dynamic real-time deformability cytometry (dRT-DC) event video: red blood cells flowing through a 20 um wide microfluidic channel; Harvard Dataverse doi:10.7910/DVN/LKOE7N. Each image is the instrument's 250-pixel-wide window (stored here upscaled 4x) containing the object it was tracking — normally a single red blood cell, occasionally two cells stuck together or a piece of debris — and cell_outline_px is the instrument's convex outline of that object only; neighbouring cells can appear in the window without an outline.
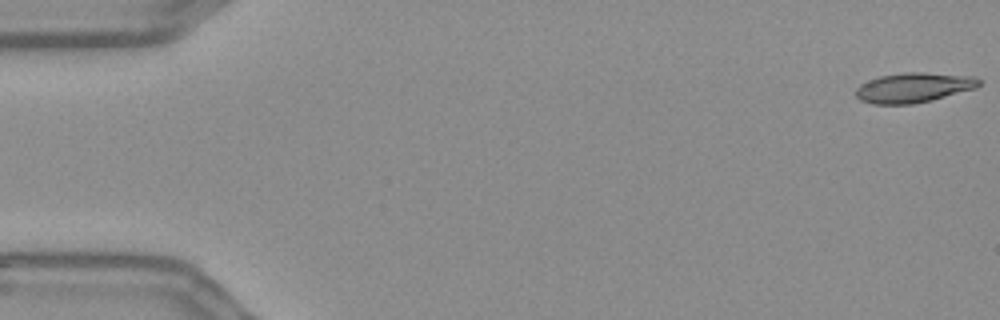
{"species": "Egyptian fruit bat (a non-hibernating species)", "species_latin": "Rousettus aegyptiacus", "temperature_condition": "warm", "stored_images_in_passage": 55, "camera_frame_rate_fps": 3000, "um_per_image_px": 0.085, "frame": {"image": 1, "passage_image": 1, "time_ms": 0.0, "image_size_px": [1000, 320], "cell_outline_px": [[980, 84], [976, 88], [932, 100], [912, 104], [872, 104], [860, 100], [856, 96], [856, 88], [860, 84], [868, 80], [880, 76], [904, 72], [924, 72], [976, 76], [980, 80]], "centroid_in_image_um": [77.66, 7.44], "position_along_channel_um": 7.3, "area_um2": 21.56}}
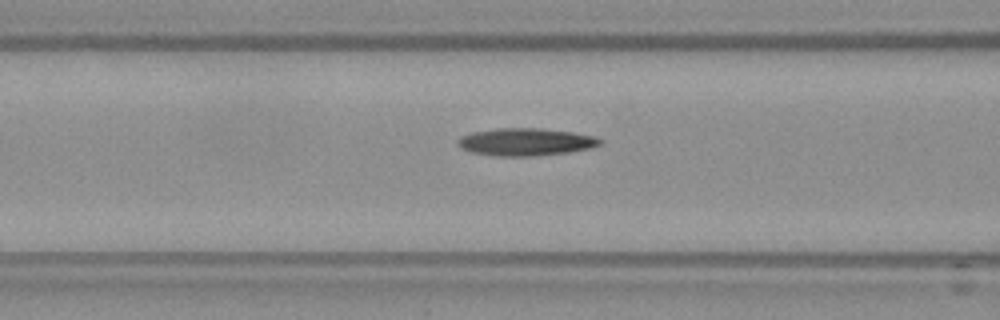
{"frame": {"image": 2, "passage_image": 22, "time_ms": 7.0, "image_size_px": [1000, 320], "cell_outline_px": [[604, 140], [600, 144], [592, 148], [572, 152], [536, 156], [492, 156], [468, 152], [460, 148], [456, 144], [456, 140], [460, 136], [472, 132], [496, 128], [540, 128], [572, 132], [596, 136]], "centroid_in_image_um": [44.66, 12.07], "position_along_channel_um": 121.9, "area_um2": 23.35}}
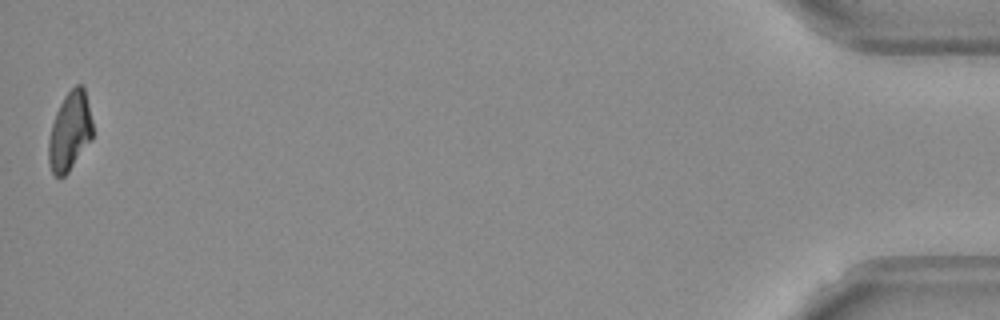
{"frame": {"image": 3, "passage_image": 55, "time_ms": 18.0, "image_size_px": [1000, 320], "cell_outline_px": [[92, 140], [68, 172], [60, 180], [52, 172], [48, 160], [48, 140], [52, 124], [56, 112], [64, 96], [76, 84], [80, 84], [84, 88], [92, 120]], "centroid_in_image_um": [5.93, 11.19], "position_along_channel_um": 429.3, "area_um2": 20.23}, "authors_computed_cell_mechanics": {"area_um2": 21.964, "velocity_mm_per_s": 3.6767, "shape_relaxation_time_tau1_ms": null, "shape_relaxation_time_tau2_ms": 11.384, "deformation_change_tau1": null, "deformation_change_tau2": 0.2402}}